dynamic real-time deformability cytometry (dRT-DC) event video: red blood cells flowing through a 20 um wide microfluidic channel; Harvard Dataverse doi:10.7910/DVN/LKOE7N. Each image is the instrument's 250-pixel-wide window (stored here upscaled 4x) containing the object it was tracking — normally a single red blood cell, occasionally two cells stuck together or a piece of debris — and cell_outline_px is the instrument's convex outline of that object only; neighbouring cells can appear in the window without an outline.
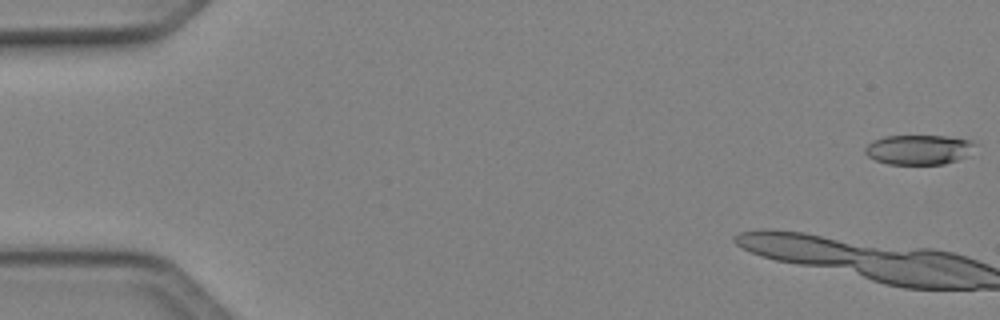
{"species": "Egyptian fruit bat (a non-hibernating species)", "species_latin": "Rousettus aegyptiacus", "temperature_condition": "cold", "stored_images_in_passage": 9, "camera_frame_rate_fps": 3000, "um_per_image_px": 0.085, "animal": {"sex": "female"}, "frame": {"image": 1, "passage_image": 1, "time_ms": 0.0, "image_size_px": [1000, 320], "cell_outline_px": [[980, 144], [964, 156], [956, 160], [944, 164], [888, 164], [876, 160], [868, 156], [864, 152], [864, 148], [872, 140], [884, 136], [944, 136], [972, 140]], "centroid_in_image_um": [78.09, 12.71], "position_along_channel_um": 6.9, "area_um2": 19.13}}